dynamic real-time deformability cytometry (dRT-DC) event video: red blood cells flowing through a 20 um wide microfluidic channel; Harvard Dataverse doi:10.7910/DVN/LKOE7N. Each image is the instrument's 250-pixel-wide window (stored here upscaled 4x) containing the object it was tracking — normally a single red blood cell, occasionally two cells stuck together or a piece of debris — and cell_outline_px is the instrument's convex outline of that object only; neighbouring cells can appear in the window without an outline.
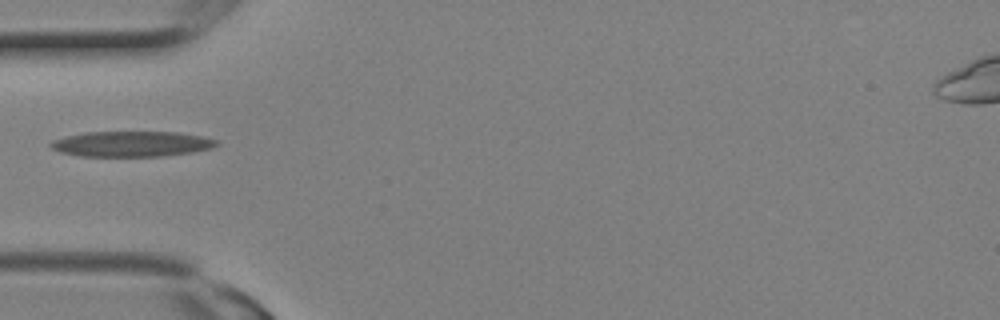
{"species": "Egyptian fruit bat (a non-hibernating species)", "species_latin": "Rousettus aegyptiacus", "temperature_condition": "room temperature", "stored_images_in_passage": 3, "camera_frame_rate_fps": 3000, "um_per_image_px": 0.085, "animal": {"sex": "female"}, "frame": {"image": 1, "passage_image": 3, "time_ms": 0.667, "image_size_px": [1000, 320], "cell_outline_px": [[220, 144], [212, 148], [192, 152], [164, 156], [80, 156], [60, 152], [52, 148], [48, 144], [52, 140], [64, 136], [84, 132], [180, 132], [220, 140]], "centroid_in_image_um": [11.19, 12.23], "position_along_channel_um": 73.8, "area_um2": 24.8}}